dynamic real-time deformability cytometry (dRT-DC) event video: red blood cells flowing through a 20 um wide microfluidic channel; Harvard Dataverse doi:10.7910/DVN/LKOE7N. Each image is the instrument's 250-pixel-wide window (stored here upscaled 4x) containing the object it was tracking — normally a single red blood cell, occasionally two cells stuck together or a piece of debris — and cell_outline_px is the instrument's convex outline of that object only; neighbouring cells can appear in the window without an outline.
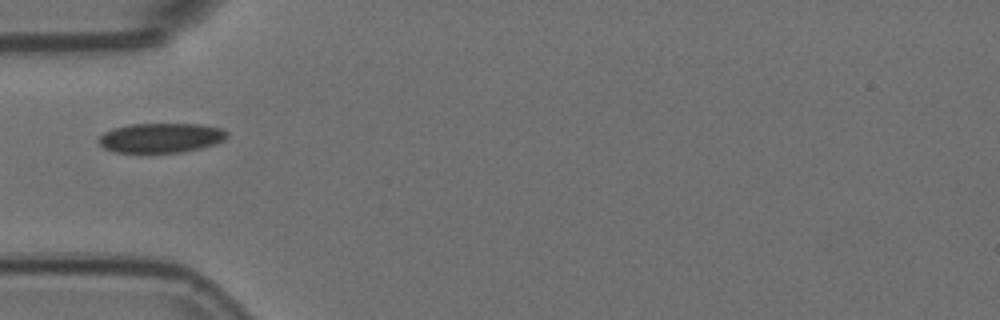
{"species": "Egyptian fruit bat (a non-hibernating species)", "species_latin": "Rousettus aegyptiacus", "temperature_condition": "room temperature", "stored_images_in_passage": 8, "camera_frame_rate_fps": 3000, "um_per_image_px": 0.085, "animal": {"sex": "female"}, "frame": {"image": 1, "passage_image": 3, "time_ms": 0.667, "image_size_px": [1000, 320], "cell_outline_px": [[228, 136], [224, 140], [200, 148], [184, 152], [116, 152], [104, 148], [96, 140], [104, 132], [112, 128], [128, 124], [200, 124], [220, 128], [228, 132]], "centroid_in_image_um": [13.65, 11.71], "position_along_channel_um": 71.3, "area_um2": 22.14}}
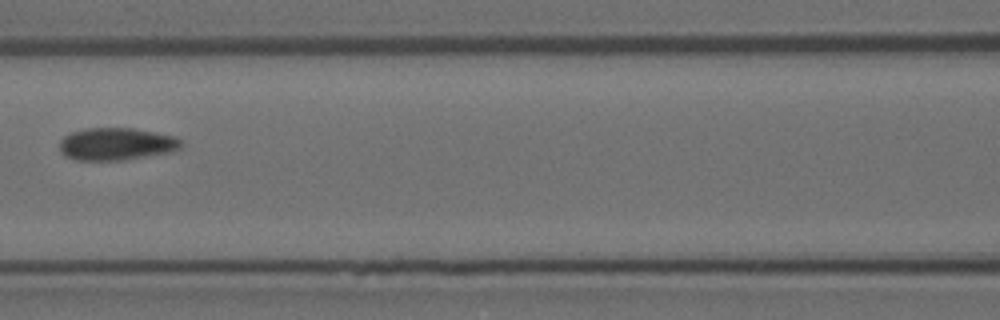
{"frame": {"image": 2, "passage_image": 5, "time_ms": 1.333, "image_size_px": [1000, 320], "cell_outline_px": [[180, 148], [172, 152], [124, 160], [76, 160], [64, 156], [60, 152], [60, 140], [64, 136], [72, 132], [84, 128], [132, 128], [172, 136], [180, 140]], "centroid_in_image_um": [9.84, 12.25], "position_along_channel_um": 156.8, "area_um2": 22.89}}
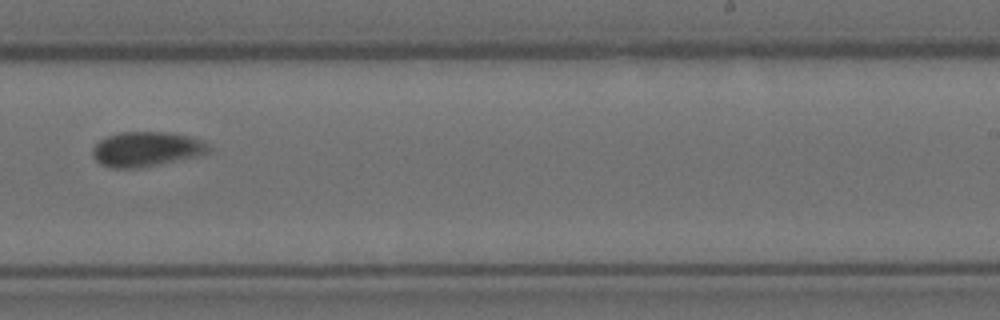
{"frame": {"image": 3, "passage_image": 8, "time_ms": 2.333, "image_size_px": [1000, 320], "cell_outline_px": [[208, 152], [196, 156], [160, 164], [140, 168], [112, 168], [100, 164], [92, 156], [92, 148], [100, 140], [108, 136], [120, 132], [168, 132], [188, 136], [200, 140], [208, 144]], "centroid_in_image_um": [12.39, 12.68], "position_along_channel_um": 276.6, "area_um2": 23.35}}